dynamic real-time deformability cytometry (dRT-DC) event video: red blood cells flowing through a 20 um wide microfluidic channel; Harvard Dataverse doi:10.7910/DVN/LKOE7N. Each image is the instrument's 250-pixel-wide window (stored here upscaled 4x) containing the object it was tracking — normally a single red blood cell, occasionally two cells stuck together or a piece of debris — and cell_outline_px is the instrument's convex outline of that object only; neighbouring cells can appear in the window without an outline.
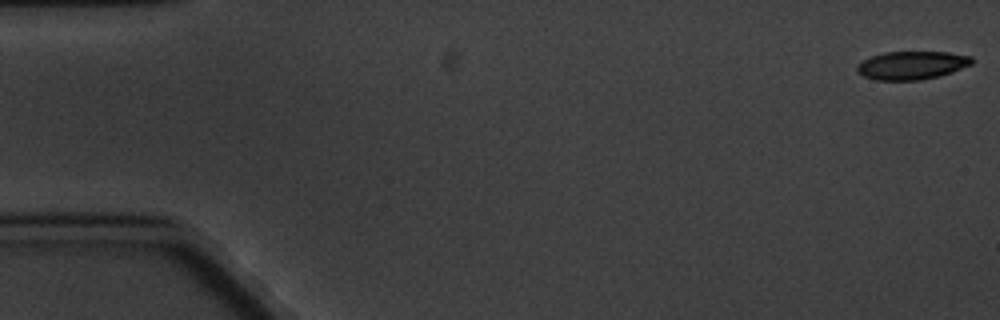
{"species": "common noctule bat (a hibernating species)", "species_latin": "Nyctalus noctula", "temperature_condition": "cold", "stored_images_in_passage": 5, "camera_frame_rate_fps": 3000, "um_per_image_px": 0.085, "animal": {"sex": "male", "body_mass_g": 20.1, "forearm_length_mm": 53.5}, "frame": {"image": 1, "passage_image": 1, "time_ms": 0.0, "image_size_px": [1000, 320], "cell_outline_px": [[972, 64], [952, 72], [940, 76], [920, 80], [876, 80], [864, 76], [856, 68], [856, 64], [872, 56], [884, 52], [948, 52], [972, 56]], "centroid_in_image_um": [77.52, 5.55], "position_along_channel_um": 7.5, "area_um2": 18.84}}
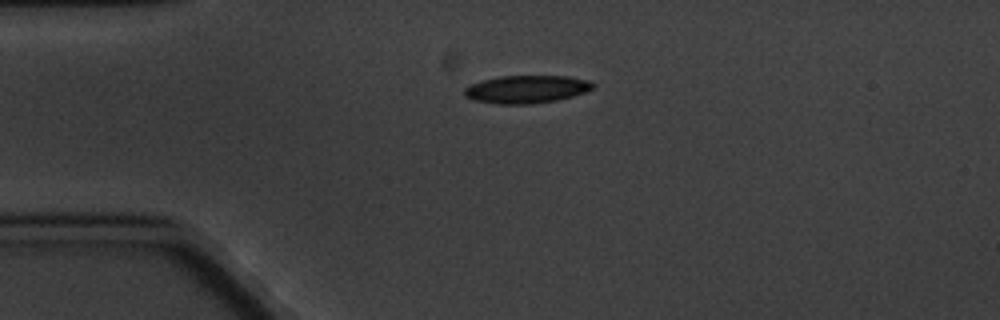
{"frame": {"image": 2, "passage_image": 4, "time_ms": 4.333, "image_size_px": [1000, 320], "cell_outline_px": [[596, 88], [572, 96], [556, 100], [528, 104], [496, 104], [472, 100], [464, 96], [464, 88], [468, 84], [480, 80], [500, 76], [568, 76], [588, 80], [596, 84]], "centroid_in_image_um": [44.72, 7.58], "position_along_channel_um": 40.3, "area_um2": 21.1}}